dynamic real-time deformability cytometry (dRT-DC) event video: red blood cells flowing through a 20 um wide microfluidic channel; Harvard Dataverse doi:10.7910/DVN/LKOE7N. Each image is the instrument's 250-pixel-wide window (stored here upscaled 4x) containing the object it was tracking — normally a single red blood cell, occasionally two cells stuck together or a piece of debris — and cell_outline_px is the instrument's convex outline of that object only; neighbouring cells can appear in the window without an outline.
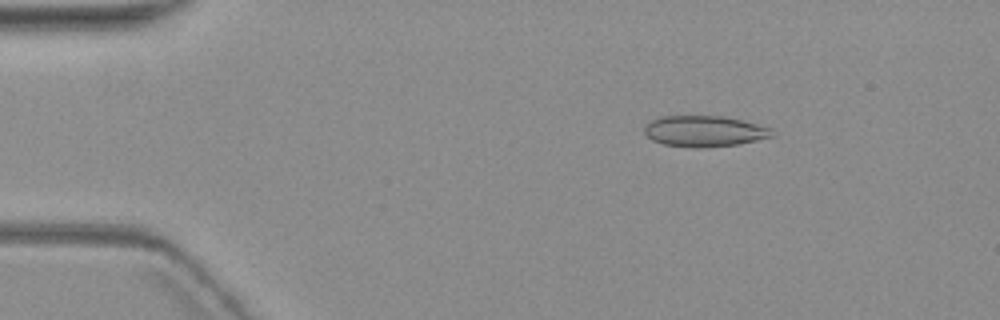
{"species": "common noctule bat (a hibernating species)", "species_latin": "Nyctalus noctula", "temperature_condition": "warm", "stored_images_in_passage": 6, "camera_frame_rate_fps": 3000, "um_per_image_px": 0.085, "animal": {"sex": "female", "body_mass_g": 19.3, "forearm_length_mm": 54.1}, "frame": {"image": 1, "passage_image": 2, "time_ms": 1.333, "image_size_px": [1000, 320], "cell_outline_px": [[772, 136], [756, 140], [736, 144], [700, 148], [688, 148], [664, 144], [652, 140], [644, 132], [644, 124], [660, 116], [724, 116], [772, 128]], "centroid_in_image_um": [59.81, 11.15], "position_along_channel_um": 25.2, "area_um2": 22.95}}
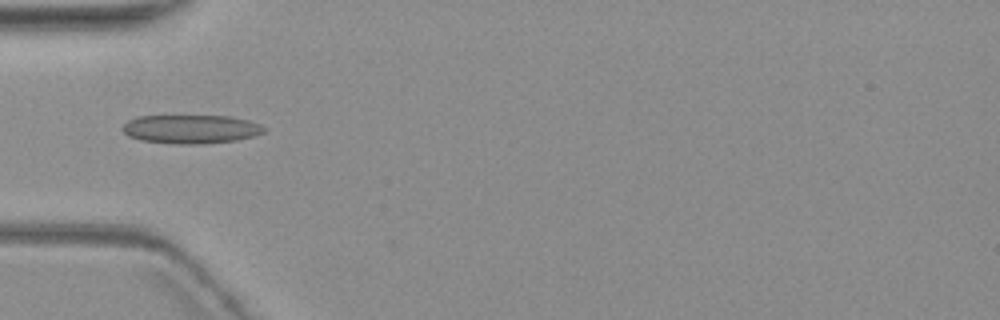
{"frame": {"image": 2, "passage_image": 5, "time_ms": 4.667, "image_size_px": [1000, 320], "cell_outline_px": [[268, 128], [264, 132], [256, 136], [236, 140], [204, 144], [176, 144], [140, 140], [128, 136], [120, 128], [128, 120], [136, 116], [232, 116], [248, 120], [260, 124]], "centroid_in_image_um": [16.24, 10.97], "position_along_channel_um": 68.8, "area_um2": 23.99}}
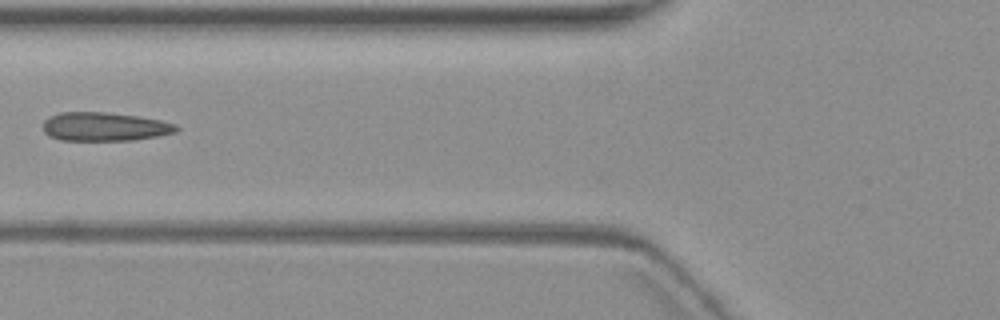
{"frame": {"image": 3, "passage_image": 6, "time_ms": 6.0, "image_size_px": [1000, 320], "cell_outline_px": [[180, 128], [176, 132], [160, 136], [132, 140], [60, 140], [48, 136], [44, 132], [44, 120], [48, 116], [60, 112], [104, 112], [136, 116], [160, 120], [176, 124]], "centroid_in_image_um": [8.88, 10.77], "position_along_channel_um": 116.9, "area_um2": 22.37}}